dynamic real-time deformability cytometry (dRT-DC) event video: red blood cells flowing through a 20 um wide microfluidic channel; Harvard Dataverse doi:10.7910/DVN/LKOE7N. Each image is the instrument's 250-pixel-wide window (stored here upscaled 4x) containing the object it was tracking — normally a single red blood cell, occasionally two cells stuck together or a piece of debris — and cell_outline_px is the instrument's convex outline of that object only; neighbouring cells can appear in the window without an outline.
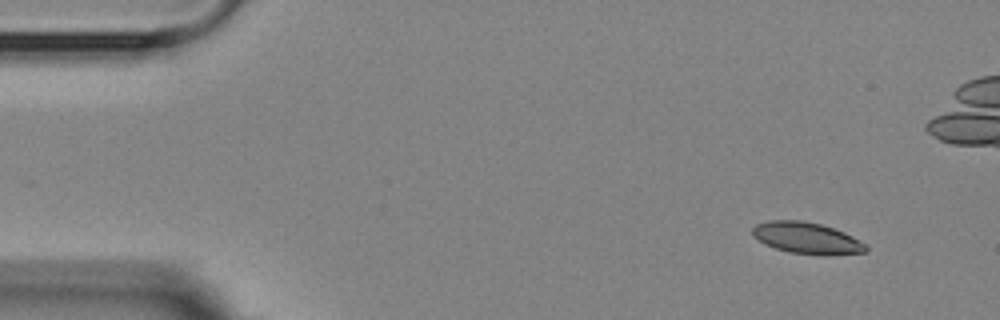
{"species": "Egyptian fruit bat (a non-hibernating species)", "species_latin": "Rousettus aegyptiacus", "temperature_condition": "room temperature", "stored_images_in_passage": 5, "camera_frame_rate_fps": 3000, "um_per_image_px": 0.085, "animal": {"sex": "female"}, "frame": {"image": 1, "passage_image": 1, "time_ms": 0.0, "image_size_px": [1000, 320], "cell_outline_px": [[868, 252], [828, 256], [824, 256], [788, 252], [764, 244], [752, 236], [752, 228], [756, 224], [768, 220], [804, 220], [820, 224], [844, 232], [868, 244]], "centroid_in_image_um": [68.6, 20.25], "position_along_channel_um": 16.4, "area_um2": 21.21}}